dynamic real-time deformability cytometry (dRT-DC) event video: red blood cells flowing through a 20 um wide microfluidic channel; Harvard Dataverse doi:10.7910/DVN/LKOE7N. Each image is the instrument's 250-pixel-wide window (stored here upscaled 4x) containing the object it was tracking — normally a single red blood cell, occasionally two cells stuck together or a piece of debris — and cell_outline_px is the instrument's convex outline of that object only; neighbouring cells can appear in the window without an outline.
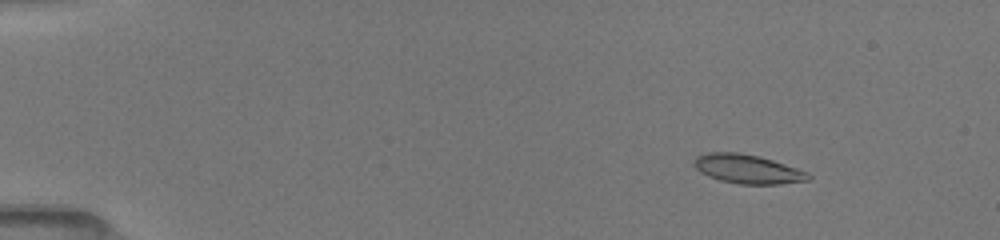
{"species": "common noctule bat (a hibernating species)", "species_latin": "Nyctalus noctula", "temperature_condition": "room temperature", "stored_images_in_passage": 48, "camera_frame_rate_fps": 3000, "um_per_image_px": 0.085, "animal": {"sex": "female", "body_mass_g": 19.5, "forearm_length_mm": 54.1}, "frame": {"image": 1, "passage_image": 6, "time_ms": 1.667, "image_size_px": [1000, 240], "cell_outline_px": [[812, 180], [780, 184], [740, 184], [720, 180], [708, 176], [700, 172], [692, 164], [692, 160], [696, 156], [708, 152], [740, 152], [760, 156], [808, 172], [812, 176]], "centroid_in_image_um": [63.53, 14.36], "position_along_channel_um": 21.5, "area_um2": 19.54}}
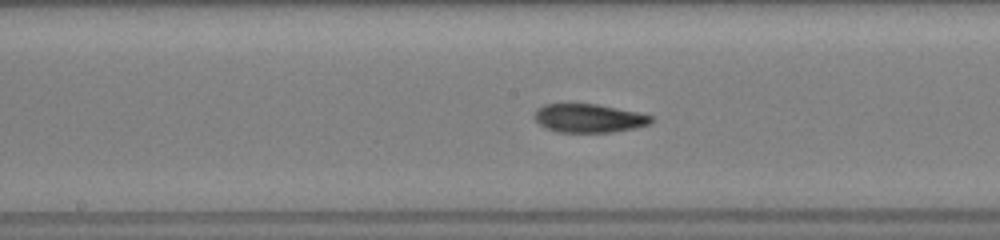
{"frame": {"image": 2, "passage_image": 24, "time_ms": 7.667, "image_size_px": [1000, 240], "cell_outline_px": [[652, 120], [648, 124], [636, 128], [612, 132], [556, 132], [540, 124], [532, 116], [536, 108], [544, 104], [596, 104], [636, 112], [652, 116]], "centroid_in_image_um": [50.01, 10.05], "position_along_channel_um": 198.2, "area_um2": 19.31}}
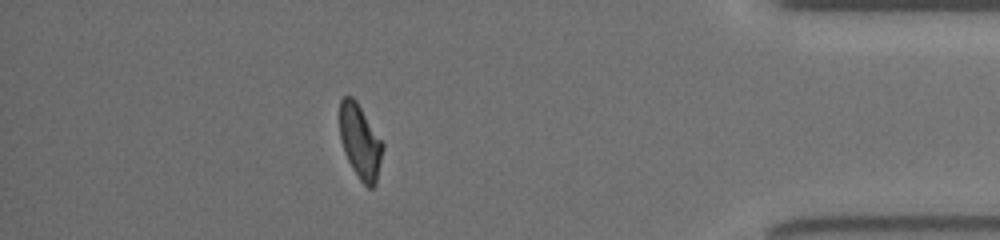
{"frame": {"image": 3, "passage_image": 42, "time_ms": 13.667, "image_size_px": [1000, 240], "cell_outline_px": [[384, 148], [376, 184], [372, 188], [368, 188], [360, 180], [352, 168], [344, 152], [340, 140], [340, 100], [344, 96], [352, 96], [356, 100], [384, 144]], "centroid_in_image_um": [30.62, 12.05], "position_along_channel_um": 404.6, "area_um2": 18.67}, "authors_computed_cell_mechanics": {"area_um2": 19.4208, "velocity_mm_per_s": 4.0584, "shape_relaxation_time_tau1_ms": null, "shape_relaxation_time_tau2_ms": 2.8465, "deformation_change_tau1": null, "deformation_change_tau2": 0.0856}}